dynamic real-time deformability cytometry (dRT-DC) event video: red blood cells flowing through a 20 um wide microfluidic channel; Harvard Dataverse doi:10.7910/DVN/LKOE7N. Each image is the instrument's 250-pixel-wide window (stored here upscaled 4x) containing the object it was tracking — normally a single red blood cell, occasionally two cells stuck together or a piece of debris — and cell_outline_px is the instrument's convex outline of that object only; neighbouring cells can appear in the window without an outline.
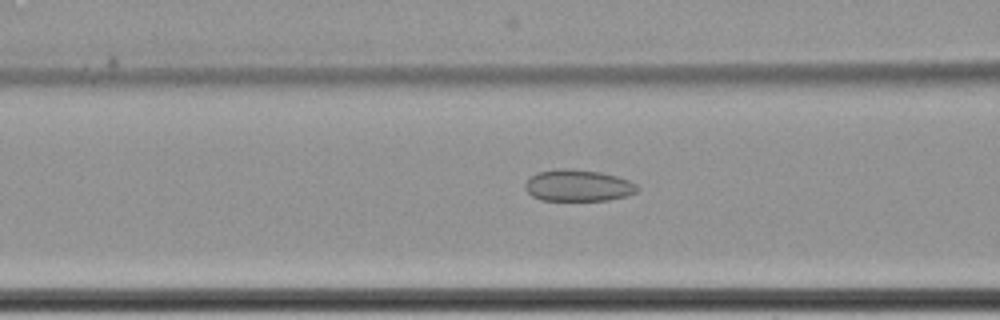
{"species": "common noctule bat (a hibernating species)", "species_latin": "Nyctalus noctula", "temperature_condition": "cold", "stored_images_in_passage": 57, "camera_frame_rate_fps": 3000, "um_per_image_px": 0.085, "animal": {"sex": "female", "body_mass_g": 22.7, "forearm_length_mm": 54.2}, "frame": {"image": 1, "passage_image": 22, "time_ms": 7.0, "image_size_px": [1000, 320], "cell_outline_px": [[640, 188], [636, 192], [628, 196], [608, 200], [540, 200], [532, 196], [524, 188], [524, 184], [536, 172], [560, 168], [564, 168], [600, 172], [616, 176], [628, 180], [636, 184]], "centroid_in_image_um": [49.13, 15.77], "position_along_channel_um": 117.5, "area_um2": 20.69}}
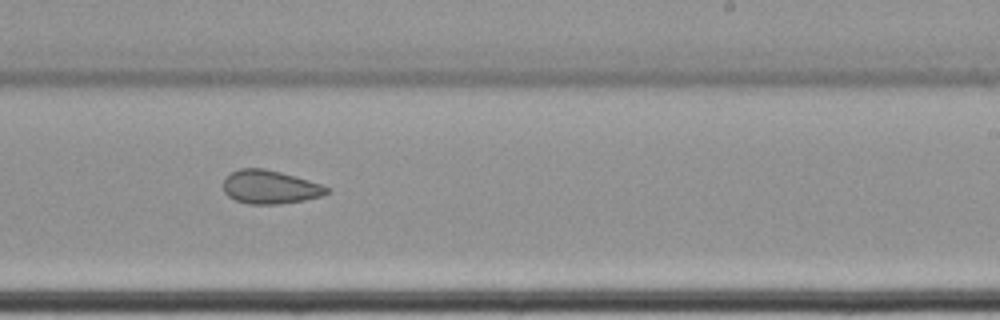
{"frame": {"image": 2, "passage_image": 35, "time_ms": 11.333, "image_size_px": [1000, 320], "cell_outline_px": [[332, 192], [320, 196], [304, 200], [280, 204], [248, 204], [236, 200], [228, 196], [224, 192], [224, 180], [232, 172], [240, 168], [264, 168], [280, 172], [308, 180], [332, 188]], "centroid_in_image_um": [22.98, 15.9], "position_along_channel_um": 266.0, "area_um2": 20.17}}
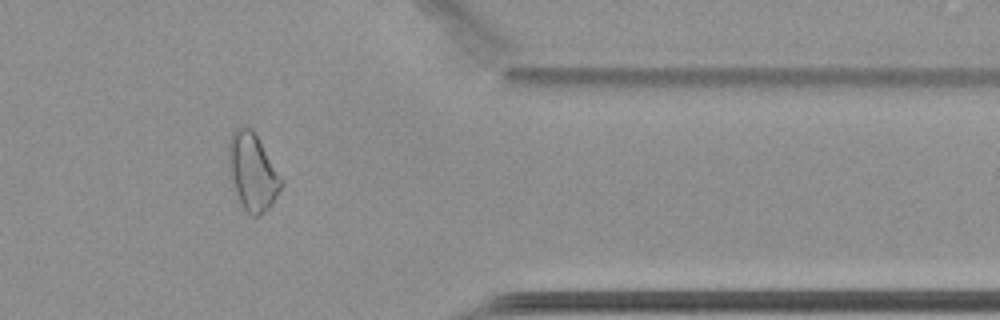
{"frame": {"image": 3, "passage_image": 47, "time_ms": 15.333, "image_size_px": [1000, 320], "cell_outline_px": [[284, 184], [272, 204], [264, 212], [256, 216], [252, 216], [244, 208], [236, 192], [228, 164], [228, 140], [232, 132], [236, 128], [244, 124], [252, 128], [284, 180]], "centroid_in_image_um": [21.48, 14.55], "position_along_channel_um": 389.9, "area_um2": 23.7}, "authors_computed_cell_mechanics": {"area_um2": 22.8888, "velocity_mm_per_s": 3.4271, "shape_relaxation_time_tau1_ms": null, "shape_relaxation_time_tau2_ms": 3.6917, "deformation_change_tau1": null, "deformation_change_tau2": 0.0753}}